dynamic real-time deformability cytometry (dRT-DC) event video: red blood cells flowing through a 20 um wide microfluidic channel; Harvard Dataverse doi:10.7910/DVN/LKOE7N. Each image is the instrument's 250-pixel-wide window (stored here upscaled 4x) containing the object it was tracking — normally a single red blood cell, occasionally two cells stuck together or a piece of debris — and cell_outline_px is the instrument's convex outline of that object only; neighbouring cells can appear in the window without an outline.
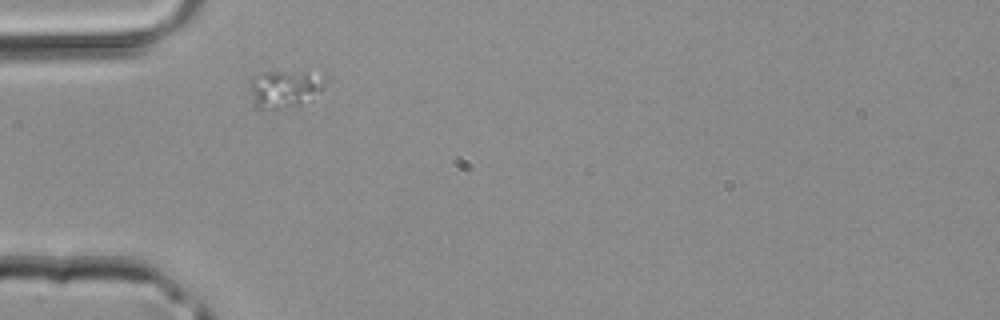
{"species": "common noctule bat (a hibernating species)", "species_latin": "Nyctalus noctula", "temperature_condition": "room temperature", "stored_images_in_passage": 2, "camera_frame_rate_fps": 3000, "um_per_image_px": 0.085, "animal": {"sex": "male", "body_mass_g": 20.4}, "frame": {"image": 1, "passage_image": 1, "time_ms": 0.0, "image_size_px": [1000, 320], "cell_outline_px": [[328, 80], [320, 92], [312, 100], [300, 104], [280, 108], [256, 108], [252, 104], [252, 76], [260, 72], [304, 72], [328, 76]], "centroid_in_image_um": [24.26, 7.53], "position_along_channel_um": 60.7, "area_um2": 16.47}}
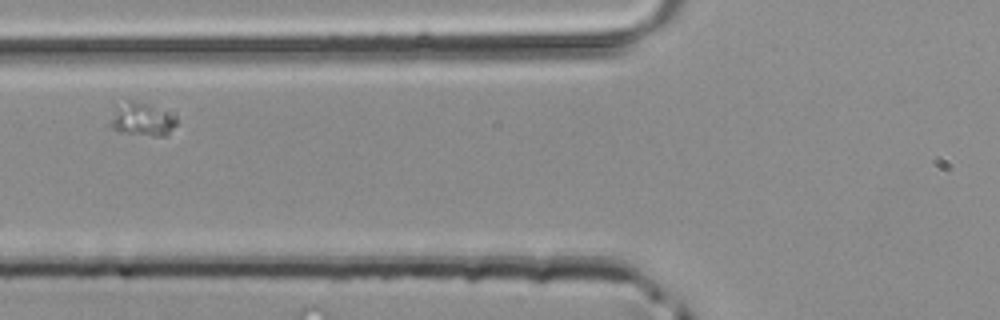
{"frame": {"image": 2, "passage_image": 2, "time_ms": 0.333, "image_size_px": [1000, 320], "cell_outline_px": [[176, 124], [164, 136], [152, 136], [116, 132], [108, 124], [108, 120], [112, 104], [128, 100], [132, 100], [176, 112]], "centroid_in_image_um": [11.98, 10.11], "position_along_channel_um": 113.8, "area_um2": 13.7}}